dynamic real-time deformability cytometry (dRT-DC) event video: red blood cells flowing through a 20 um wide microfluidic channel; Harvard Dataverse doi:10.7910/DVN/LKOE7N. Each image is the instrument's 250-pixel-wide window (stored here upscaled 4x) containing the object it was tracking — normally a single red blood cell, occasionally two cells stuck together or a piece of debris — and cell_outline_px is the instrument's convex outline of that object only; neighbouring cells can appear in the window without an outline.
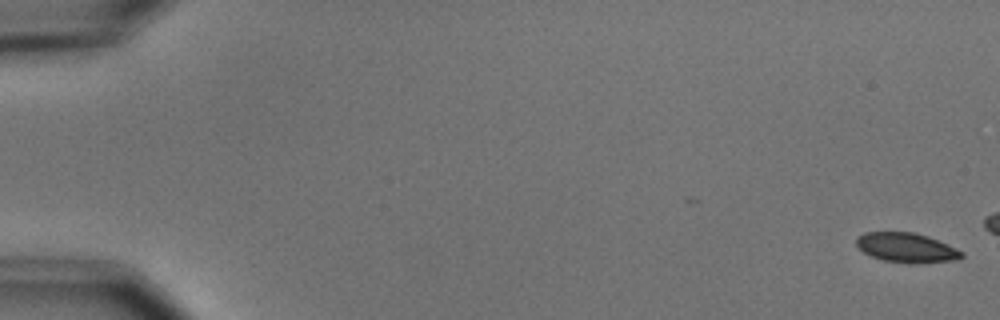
{"species": "common noctule bat (a hibernating species)", "species_latin": "Nyctalus noctula", "temperature_condition": "cold", "stored_images_in_passage": 4, "camera_frame_rate_fps": 3000, "um_per_image_px": 0.085, "animal": {"sex": "male", "body_mass_g": 15.6}, "frame": {"image": 1, "passage_image": 1, "time_ms": 0.0, "image_size_px": [1000, 320], "cell_outline_px": [[964, 256], [956, 260], [916, 264], [908, 264], [884, 260], [872, 256], [864, 252], [856, 244], [856, 236], [864, 232], [916, 232], [928, 236], [956, 248], [964, 252]], "centroid_in_image_um": [77.07, 21.05], "position_along_channel_um": 7.9, "area_um2": 18.32}}